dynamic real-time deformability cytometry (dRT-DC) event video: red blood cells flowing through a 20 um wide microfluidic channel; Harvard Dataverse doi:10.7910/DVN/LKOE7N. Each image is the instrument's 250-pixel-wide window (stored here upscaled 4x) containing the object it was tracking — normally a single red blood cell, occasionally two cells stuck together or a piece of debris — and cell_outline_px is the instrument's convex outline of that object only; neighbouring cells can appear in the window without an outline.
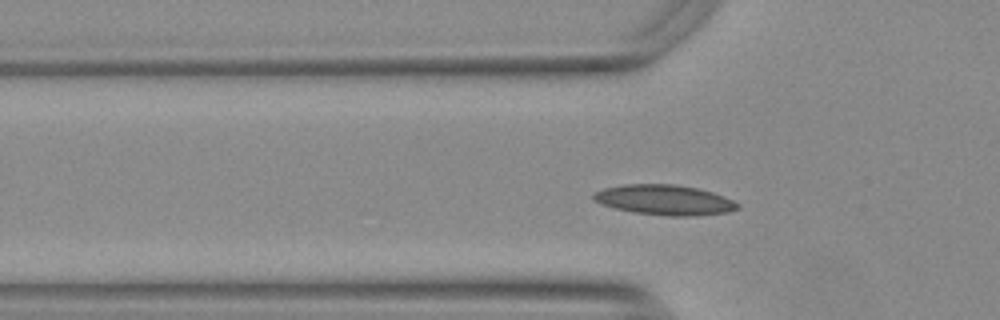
{"species": "Egyptian fruit bat (a non-hibernating species)", "species_latin": "Rousettus aegyptiacus", "temperature_condition": "warm", "stored_images_in_passage": 21, "camera_frame_rate_fps": 3000, "um_per_image_px": 0.085, "animal": {"sex": "female"}, "frame": {"image": 1, "passage_image": 10, "time_ms": 3.0, "image_size_px": [1000, 320], "cell_outline_px": [[740, 208], [728, 212], [700, 216], [668, 216], [632, 212], [612, 208], [600, 204], [592, 200], [592, 192], [604, 188], [624, 184], [676, 184], [696, 188], [712, 192], [724, 196], [740, 204]], "centroid_in_image_um": [56.45, 17.0], "position_along_channel_um": 69.3, "area_um2": 25.72}}
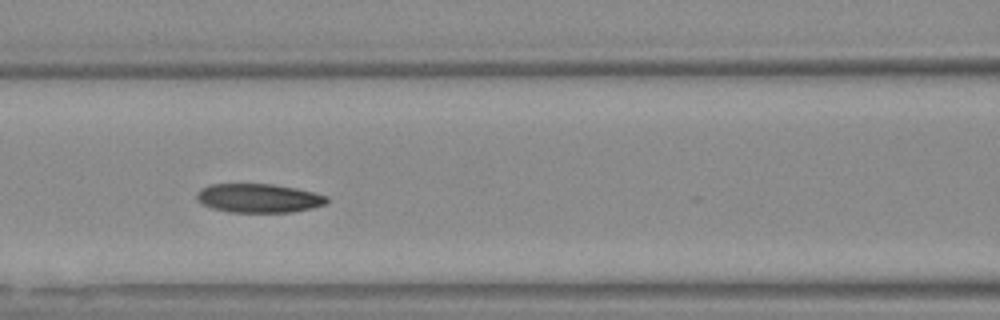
{"frame": {"image": 2, "passage_image": 16, "time_ms": 5.0, "image_size_px": [1000, 320], "cell_outline_px": [[328, 200], [324, 204], [312, 208], [292, 212], [228, 212], [212, 208], [196, 200], [196, 192], [200, 188], [208, 184], [272, 184], [296, 188], [328, 196]], "centroid_in_image_um": [21.95, 16.84], "position_along_channel_um": 144.7, "area_um2": 21.96}}
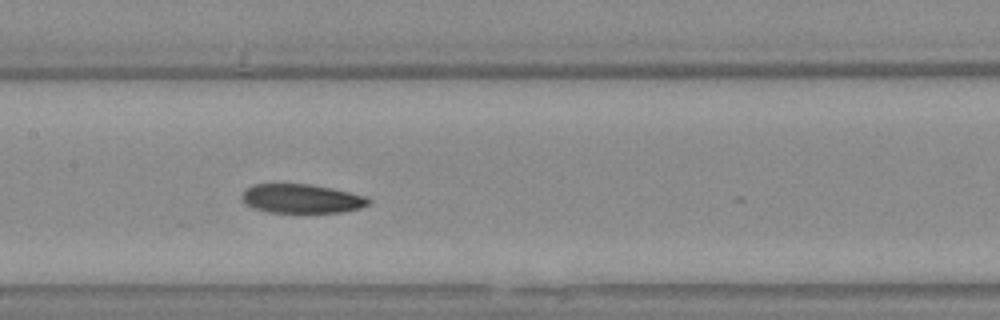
{"frame": {"image": 3, "passage_image": 19, "time_ms": 6.0, "image_size_px": [1000, 320], "cell_outline_px": [[372, 200], [368, 204], [360, 208], [344, 212], [268, 212], [252, 208], [244, 204], [240, 200], [240, 196], [244, 188], [252, 184], [308, 184], [332, 188], [368, 196]], "centroid_in_image_um": [25.59, 16.88], "position_along_channel_um": 181.8, "area_um2": 21.79}}